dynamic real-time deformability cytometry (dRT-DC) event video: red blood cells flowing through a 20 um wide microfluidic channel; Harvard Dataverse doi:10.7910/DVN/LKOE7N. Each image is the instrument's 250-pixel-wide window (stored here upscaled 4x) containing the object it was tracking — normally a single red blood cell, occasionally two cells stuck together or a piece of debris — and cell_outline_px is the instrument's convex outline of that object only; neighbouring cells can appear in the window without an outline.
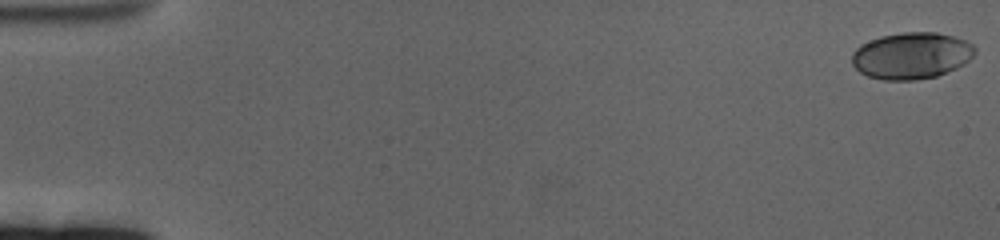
{"species": "human", "species_latin": "Homo sapiens", "temperature_condition": "cold", "stored_images_in_passage": 62, "camera_frame_rate_fps": 3000, "um_per_image_px": 0.085, "donor": {"sex": "female"}, "frame": {"image": 1, "passage_image": 1, "time_ms": 0.0, "image_size_px": [1000, 240], "cell_outline_px": [[976, 52], [964, 64], [956, 68], [936, 76], [916, 80], [884, 80], [868, 76], [860, 72], [852, 64], [852, 52], [860, 44], [880, 36], [904, 32], [936, 32], [952, 36], [964, 40], [972, 44], [976, 48]], "centroid_in_image_um": [77.46, 4.73], "position_along_channel_um": 7.5, "area_um2": 33.41}}
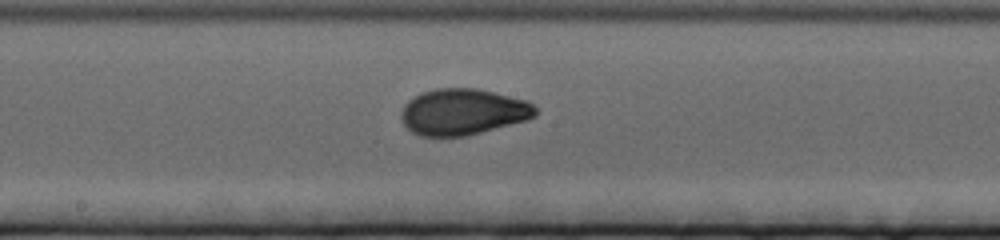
{"frame": {"image": 2, "passage_image": 34, "time_ms": 11.0, "image_size_px": [1000, 240], "cell_outline_px": [[536, 116], [528, 120], [468, 136], [420, 136], [412, 132], [404, 124], [400, 116], [404, 104], [408, 100], [420, 92], [436, 88], [476, 88], [528, 100], [536, 108]], "centroid_in_image_um": [39.36, 9.51], "position_along_channel_um": 208.8, "area_um2": 36.47}}
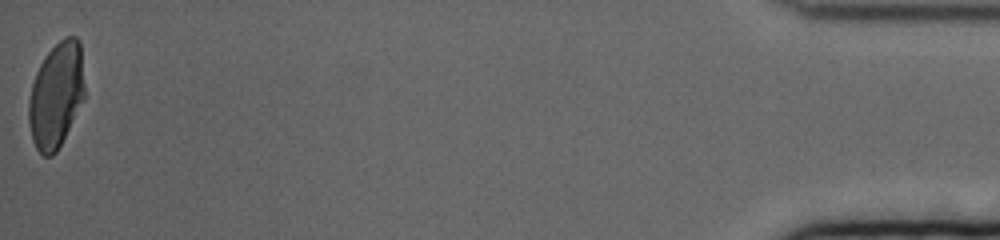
{"frame": {"image": 3, "passage_image": 62, "time_ms": 20.333, "image_size_px": [1000, 240], "cell_outline_px": [[84, 100], [56, 152], [52, 156], [44, 156], [36, 148], [32, 140], [28, 120], [28, 100], [32, 84], [36, 72], [44, 56], [64, 36], [76, 36], [80, 44], [84, 84]], "centroid_in_image_um": [4.76, 8.09], "position_along_channel_um": 430.4, "area_um2": 34.28}, "authors_computed_cell_mechanics": {"area_um2": 34.7378, "velocity_mm_per_s": 3.3271, "shape_relaxation_time_tau1_ms": 5.7328, "shape_relaxation_time_tau2_ms": 0.9001, "deformation_change_tau1": 0.1888, "deformation_change_tau2": 0.0509}}